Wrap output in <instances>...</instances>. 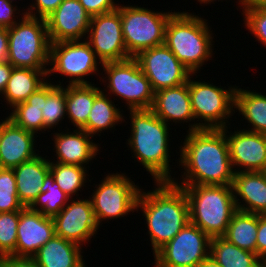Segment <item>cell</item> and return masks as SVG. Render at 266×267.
Wrapping results in <instances>:
<instances>
[{
  "label": "cell",
  "mask_w": 266,
  "mask_h": 267,
  "mask_svg": "<svg viewBox=\"0 0 266 267\" xmlns=\"http://www.w3.org/2000/svg\"><path fill=\"white\" fill-rule=\"evenodd\" d=\"M178 148L181 179L174 178L176 185H233L234 170L229 146L223 129L201 128L185 134ZM177 180V181H176ZM179 181V182H178Z\"/></svg>",
  "instance_id": "6da1fadb"
},
{
  "label": "cell",
  "mask_w": 266,
  "mask_h": 267,
  "mask_svg": "<svg viewBox=\"0 0 266 267\" xmlns=\"http://www.w3.org/2000/svg\"><path fill=\"white\" fill-rule=\"evenodd\" d=\"M152 190L141 189L136 212L148 228L153 255L190 222L189 203L182 187L172 181L153 182Z\"/></svg>",
  "instance_id": "7a4b0ae2"
},
{
  "label": "cell",
  "mask_w": 266,
  "mask_h": 267,
  "mask_svg": "<svg viewBox=\"0 0 266 267\" xmlns=\"http://www.w3.org/2000/svg\"><path fill=\"white\" fill-rule=\"evenodd\" d=\"M128 112L131 132L126 144L127 148H130L128 150L133 153L132 157L136 158L135 163H140L154 182L172 181L175 177L171 176V169L175 168L169 163L172 162L170 159L172 152L169 149L171 127L151 109L128 110Z\"/></svg>",
  "instance_id": "3957f363"
},
{
  "label": "cell",
  "mask_w": 266,
  "mask_h": 267,
  "mask_svg": "<svg viewBox=\"0 0 266 267\" xmlns=\"http://www.w3.org/2000/svg\"><path fill=\"white\" fill-rule=\"evenodd\" d=\"M207 21L185 9L174 11L166 26L164 44L192 74L214 58V34Z\"/></svg>",
  "instance_id": "277c9868"
},
{
  "label": "cell",
  "mask_w": 266,
  "mask_h": 267,
  "mask_svg": "<svg viewBox=\"0 0 266 267\" xmlns=\"http://www.w3.org/2000/svg\"><path fill=\"white\" fill-rule=\"evenodd\" d=\"M189 203L190 223L210 238L224 236L237 211L232 185H178Z\"/></svg>",
  "instance_id": "5b68a950"
},
{
  "label": "cell",
  "mask_w": 266,
  "mask_h": 267,
  "mask_svg": "<svg viewBox=\"0 0 266 267\" xmlns=\"http://www.w3.org/2000/svg\"><path fill=\"white\" fill-rule=\"evenodd\" d=\"M7 31V61L14 68L48 69L50 67L51 42L45 19L24 15Z\"/></svg>",
  "instance_id": "8992f818"
},
{
  "label": "cell",
  "mask_w": 266,
  "mask_h": 267,
  "mask_svg": "<svg viewBox=\"0 0 266 267\" xmlns=\"http://www.w3.org/2000/svg\"><path fill=\"white\" fill-rule=\"evenodd\" d=\"M101 68L99 81L106 86L102 90L105 94L121 98L127 110L151 109L155 92L135 58L105 62Z\"/></svg>",
  "instance_id": "52a82bcc"
},
{
  "label": "cell",
  "mask_w": 266,
  "mask_h": 267,
  "mask_svg": "<svg viewBox=\"0 0 266 267\" xmlns=\"http://www.w3.org/2000/svg\"><path fill=\"white\" fill-rule=\"evenodd\" d=\"M189 77V95L195 118V130L201 128L223 129L231 125L228 121L235 112L237 86H216L215 84ZM194 78V80H193ZM234 112V113H233ZM200 121V122H199Z\"/></svg>",
  "instance_id": "ba28073f"
},
{
  "label": "cell",
  "mask_w": 266,
  "mask_h": 267,
  "mask_svg": "<svg viewBox=\"0 0 266 267\" xmlns=\"http://www.w3.org/2000/svg\"><path fill=\"white\" fill-rule=\"evenodd\" d=\"M118 10L124 43L130 57L134 58L143 50L164 44L166 26L174 13L172 10L153 11L135 4H120Z\"/></svg>",
  "instance_id": "9c48e42d"
},
{
  "label": "cell",
  "mask_w": 266,
  "mask_h": 267,
  "mask_svg": "<svg viewBox=\"0 0 266 267\" xmlns=\"http://www.w3.org/2000/svg\"><path fill=\"white\" fill-rule=\"evenodd\" d=\"M105 176L98 184L93 183L94 190L88 197L99 226H102V221L118 220L134 213L141 191L139 184L135 185L125 172H110Z\"/></svg>",
  "instance_id": "30bf717a"
},
{
  "label": "cell",
  "mask_w": 266,
  "mask_h": 267,
  "mask_svg": "<svg viewBox=\"0 0 266 267\" xmlns=\"http://www.w3.org/2000/svg\"><path fill=\"white\" fill-rule=\"evenodd\" d=\"M99 65L102 62L86 40L60 41L50 45L48 77L58 73L67 77L65 80L69 78L68 85L91 84L87 78L102 74Z\"/></svg>",
  "instance_id": "8fae6325"
},
{
  "label": "cell",
  "mask_w": 266,
  "mask_h": 267,
  "mask_svg": "<svg viewBox=\"0 0 266 267\" xmlns=\"http://www.w3.org/2000/svg\"><path fill=\"white\" fill-rule=\"evenodd\" d=\"M211 238L198 226L188 223L154 256L155 267H197L210 256Z\"/></svg>",
  "instance_id": "7c38bea8"
},
{
  "label": "cell",
  "mask_w": 266,
  "mask_h": 267,
  "mask_svg": "<svg viewBox=\"0 0 266 267\" xmlns=\"http://www.w3.org/2000/svg\"><path fill=\"white\" fill-rule=\"evenodd\" d=\"M134 58L154 92L187 83L192 74L165 44L143 50Z\"/></svg>",
  "instance_id": "4fadbf2b"
},
{
  "label": "cell",
  "mask_w": 266,
  "mask_h": 267,
  "mask_svg": "<svg viewBox=\"0 0 266 267\" xmlns=\"http://www.w3.org/2000/svg\"><path fill=\"white\" fill-rule=\"evenodd\" d=\"M85 40L102 63L131 58L124 43L118 9L92 16Z\"/></svg>",
  "instance_id": "5bb4252c"
},
{
  "label": "cell",
  "mask_w": 266,
  "mask_h": 267,
  "mask_svg": "<svg viewBox=\"0 0 266 267\" xmlns=\"http://www.w3.org/2000/svg\"><path fill=\"white\" fill-rule=\"evenodd\" d=\"M53 221L56 236L81 247L96 236L100 227L96 221L90 198L73 197L59 214L53 217Z\"/></svg>",
  "instance_id": "9a60e30c"
},
{
  "label": "cell",
  "mask_w": 266,
  "mask_h": 267,
  "mask_svg": "<svg viewBox=\"0 0 266 267\" xmlns=\"http://www.w3.org/2000/svg\"><path fill=\"white\" fill-rule=\"evenodd\" d=\"M230 127L225 128V135L234 172L266 171V135Z\"/></svg>",
  "instance_id": "2e32d148"
},
{
  "label": "cell",
  "mask_w": 266,
  "mask_h": 267,
  "mask_svg": "<svg viewBox=\"0 0 266 267\" xmlns=\"http://www.w3.org/2000/svg\"><path fill=\"white\" fill-rule=\"evenodd\" d=\"M51 43L85 40L91 16L79 0H63L57 9L45 19Z\"/></svg>",
  "instance_id": "e0dca14e"
},
{
  "label": "cell",
  "mask_w": 266,
  "mask_h": 267,
  "mask_svg": "<svg viewBox=\"0 0 266 267\" xmlns=\"http://www.w3.org/2000/svg\"><path fill=\"white\" fill-rule=\"evenodd\" d=\"M63 130L51 133L53 134L51 139L54 142L52 152L56 153L54 155L57 160L50 159V162L86 167L89 162L94 163L93 159L97 160L96 155L102 151H100V144L93 142V136L83 129H73L72 132L65 127Z\"/></svg>",
  "instance_id": "ac0fdd59"
},
{
  "label": "cell",
  "mask_w": 266,
  "mask_h": 267,
  "mask_svg": "<svg viewBox=\"0 0 266 267\" xmlns=\"http://www.w3.org/2000/svg\"><path fill=\"white\" fill-rule=\"evenodd\" d=\"M55 235L53 218L24 207L19 211L16 250L11 256L33 257Z\"/></svg>",
  "instance_id": "d6986e66"
},
{
  "label": "cell",
  "mask_w": 266,
  "mask_h": 267,
  "mask_svg": "<svg viewBox=\"0 0 266 267\" xmlns=\"http://www.w3.org/2000/svg\"><path fill=\"white\" fill-rule=\"evenodd\" d=\"M0 121V168L13 169L40 154L36 149L40 135L18 127L7 117Z\"/></svg>",
  "instance_id": "ffe728a7"
},
{
  "label": "cell",
  "mask_w": 266,
  "mask_h": 267,
  "mask_svg": "<svg viewBox=\"0 0 266 267\" xmlns=\"http://www.w3.org/2000/svg\"><path fill=\"white\" fill-rule=\"evenodd\" d=\"M151 110L169 126L173 123L176 125L189 123L187 127L189 129L186 132L195 130V118L189 95V79L187 83L177 87L155 92ZM169 122L172 124L170 125Z\"/></svg>",
  "instance_id": "44dd1931"
},
{
  "label": "cell",
  "mask_w": 266,
  "mask_h": 267,
  "mask_svg": "<svg viewBox=\"0 0 266 267\" xmlns=\"http://www.w3.org/2000/svg\"><path fill=\"white\" fill-rule=\"evenodd\" d=\"M232 187L237 210L266 214V171L235 173Z\"/></svg>",
  "instance_id": "7402d4cb"
},
{
  "label": "cell",
  "mask_w": 266,
  "mask_h": 267,
  "mask_svg": "<svg viewBox=\"0 0 266 267\" xmlns=\"http://www.w3.org/2000/svg\"><path fill=\"white\" fill-rule=\"evenodd\" d=\"M37 155L13 168L18 199L23 207H30L37 196L46 176L50 173V158Z\"/></svg>",
  "instance_id": "603a6c76"
},
{
  "label": "cell",
  "mask_w": 266,
  "mask_h": 267,
  "mask_svg": "<svg viewBox=\"0 0 266 267\" xmlns=\"http://www.w3.org/2000/svg\"><path fill=\"white\" fill-rule=\"evenodd\" d=\"M48 81V69L13 68L3 94L10 111L15 105L26 99ZM4 96V97H3Z\"/></svg>",
  "instance_id": "cb8c5ba5"
},
{
  "label": "cell",
  "mask_w": 266,
  "mask_h": 267,
  "mask_svg": "<svg viewBox=\"0 0 266 267\" xmlns=\"http://www.w3.org/2000/svg\"><path fill=\"white\" fill-rule=\"evenodd\" d=\"M82 249L80 245L55 235L33 258L39 267H79L85 262Z\"/></svg>",
  "instance_id": "d4e9b609"
},
{
  "label": "cell",
  "mask_w": 266,
  "mask_h": 267,
  "mask_svg": "<svg viewBox=\"0 0 266 267\" xmlns=\"http://www.w3.org/2000/svg\"><path fill=\"white\" fill-rule=\"evenodd\" d=\"M238 87L235 92V111L244 117L242 121L245 119V123H249L245 130L266 135V95L254 89L251 91Z\"/></svg>",
  "instance_id": "484cf974"
},
{
  "label": "cell",
  "mask_w": 266,
  "mask_h": 267,
  "mask_svg": "<svg viewBox=\"0 0 266 267\" xmlns=\"http://www.w3.org/2000/svg\"><path fill=\"white\" fill-rule=\"evenodd\" d=\"M117 105H115L114 100L110 99L109 95L101 91L95 97L87 123L81 129L96 137V135L101 136L103 131L106 132L105 130L115 129V126L122 124V122L126 123L125 114H123L125 112L121 107L117 108Z\"/></svg>",
  "instance_id": "4316f807"
},
{
  "label": "cell",
  "mask_w": 266,
  "mask_h": 267,
  "mask_svg": "<svg viewBox=\"0 0 266 267\" xmlns=\"http://www.w3.org/2000/svg\"><path fill=\"white\" fill-rule=\"evenodd\" d=\"M94 84L66 85V115L74 129H81L88 120L95 97L102 91Z\"/></svg>",
  "instance_id": "83f0119b"
},
{
  "label": "cell",
  "mask_w": 266,
  "mask_h": 267,
  "mask_svg": "<svg viewBox=\"0 0 266 267\" xmlns=\"http://www.w3.org/2000/svg\"><path fill=\"white\" fill-rule=\"evenodd\" d=\"M43 86L32 93L25 102L19 103L11 108L7 118L15 125L34 134L46 133L42 116ZM43 130V131H42ZM39 132V133H38Z\"/></svg>",
  "instance_id": "f1b7e54d"
},
{
  "label": "cell",
  "mask_w": 266,
  "mask_h": 267,
  "mask_svg": "<svg viewBox=\"0 0 266 267\" xmlns=\"http://www.w3.org/2000/svg\"><path fill=\"white\" fill-rule=\"evenodd\" d=\"M210 256L222 267H261V258L233 243L223 236L211 238Z\"/></svg>",
  "instance_id": "f546056e"
},
{
  "label": "cell",
  "mask_w": 266,
  "mask_h": 267,
  "mask_svg": "<svg viewBox=\"0 0 266 267\" xmlns=\"http://www.w3.org/2000/svg\"><path fill=\"white\" fill-rule=\"evenodd\" d=\"M257 230L258 214L237 210L223 237L243 250L256 253Z\"/></svg>",
  "instance_id": "4dcf8cb0"
},
{
  "label": "cell",
  "mask_w": 266,
  "mask_h": 267,
  "mask_svg": "<svg viewBox=\"0 0 266 267\" xmlns=\"http://www.w3.org/2000/svg\"><path fill=\"white\" fill-rule=\"evenodd\" d=\"M54 78L48 77V81L43 85V107L42 116L47 132H52L56 126L62 125L66 115V86L59 81L56 84ZM50 80V81H49ZM51 129V130H50ZM50 130V131H49Z\"/></svg>",
  "instance_id": "1f68e13d"
},
{
  "label": "cell",
  "mask_w": 266,
  "mask_h": 267,
  "mask_svg": "<svg viewBox=\"0 0 266 267\" xmlns=\"http://www.w3.org/2000/svg\"><path fill=\"white\" fill-rule=\"evenodd\" d=\"M87 167L50 162V173L65 194L71 199L73 196L80 198L78 197L79 191L83 190V187H87L85 183H91V180H89L90 174H87L90 166Z\"/></svg>",
  "instance_id": "d6a6232c"
},
{
  "label": "cell",
  "mask_w": 266,
  "mask_h": 267,
  "mask_svg": "<svg viewBox=\"0 0 266 267\" xmlns=\"http://www.w3.org/2000/svg\"><path fill=\"white\" fill-rule=\"evenodd\" d=\"M40 192L29 208L51 218L59 214L71 199L59 188L51 173L46 176Z\"/></svg>",
  "instance_id": "836d02e7"
},
{
  "label": "cell",
  "mask_w": 266,
  "mask_h": 267,
  "mask_svg": "<svg viewBox=\"0 0 266 267\" xmlns=\"http://www.w3.org/2000/svg\"><path fill=\"white\" fill-rule=\"evenodd\" d=\"M19 211L0 213V259L16 250Z\"/></svg>",
  "instance_id": "e575fe53"
},
{
  "label": "cell",
  "mask_w": 266,
  "mask_h": 267,
  "mask_svg": "<svg viewBox=\"0 0 266 267\" xmlns=\"http://www.w3.org/2000/svg\"><path fill=\"white\" fill-rule=\"evenodd\" d=\"M20 203L13 169L0 168V213L20 211Z\"/></svg>",
  "instance_id": "d590c367"
},
{
  "label": "cell",
  "mask_w": 266,
  "mask_h": 267,
  "mask_svg": "<svg viewBox=\"0 0 266 267\" xmlns=\"http://www.w3.org/2000/svg\"><path fill=\"white\" fill-rule=\"evenodd\" d=\"M244 27L266 48V7L241 9Z\"/></svg>",
  "instance_id": "8d00e7d4"
},
{
  "label": "cell",
  "mask_w": 266,
  "mask_h": 267,
  "mask_svg": "<svg viewBox=\"0 0 266 267\" xmlns=\"http://www.w3.org/2000/svg\"><path fill=\"white\" fill-rule=\"evenodd\" d=\"M28 8L23 10L25 15L46 19L48 18L62 3L63 0H31Z\"/></svg>",
  "instance_id": "74e56055"
},
{
  "label": "cell",
  "mask_w": 266,
  "mask_h": 267,
  "mask_svg": "<svg viewBox=\"0 0 266 267\" xmlns=\"http://www.w3.org/2000/svg\"><path fill=\"white\" fill-rule=\"evenodd\" d=\"M18 9V6L14 3L7 0H0V27L11 28L25 15V12L23 10L21 11V8ZM18 16L21 17L18 19Z\"/></svg>",
  "instance_id": "f35d334b"
},
{
  "label": "cell",
  "mask_w": 266,
  "mask_h": 267,
  "mask_svg": "<svg viewBox=\"0 0 266 267\" xmlns=\"http://www.w3.org/2000/svg\"><path fill=\"white\" fill-rule=\"evenodd\" d=\"M79 2L91 17L116 10L120 5L115 0H79Z\"/></svg>",
  "instance_id": "ab89813d"
},
{
  "label": "cell",
  "mask_w": 266,
  "mask_h": 267,
  "mask_svg": "<svg viewBox=\"0 0 266 267\" xmlns=\"http://www.w3.org/2000/svg\"><path fill=\"white\" fill-rule=\"evenodd\" d=\"M256 253L261 259L266 257V214H258Z\"/></svg>",
  "instance_id": "60d3db41"
},
{
  "label": "cell",
  "mask_w": 266,
  "mask_h": 267,
  "mask_svg": "<svg viewBox=\"0 0 266 267\" xmlns=\"http://www.w3.org/2000/svg\"><path fill=\"white\" fill-rule=\"evenodd\" d=\"M4 267H39L33 257L7 256L0 259Z\"/></svg>",
  "instance_id": "b9f144b4"
},
{
  "label": "cell",
  "mask_w": 266,
  "mask_h": 267,
  "mask_svg": "<svg viewBox=\"0 0 266 267\" xmlns=\"http://www.w3.org/2000/svg\"><path fill=\"white\" fill-rule=\"evenodd\" d=\"M13 68L8 61H0V96L6 88Z\"/></svg>",
  "instance_id": "7bdbcfd3"
},
{
  "label": "cell",
  "mask_w": 266,
  "mask_h": 267,
  "mask_svg": "<svg viewBox=\"0 0 266 267\" xmlns=\"http://www.w3.org/2000/svg\"><path fill=\"white\" fill-rule=\"evenodd\" d=\"M8 59V31L0 27V61Z\"/></svg>",
  "instance_id": "ee69618b"
},
{
  "label": "cell",
  "mask_w": 266,
  "mask_h": 267,
  "mask_svg": "<svg viewBox=\"0 0 266 267\" xmlns=\"http://www.w3.org/2000/svg\"><path fill=\"white\" fill-rule=\"evenodd\" d=\"M238 7H240L241 9L266 7V0H241V3Z\"/></svg>",
  "instance_id": "f6af8a7d"
},
{
  "label": "cell",
  "mask_w": 266,
  "mask_h": 267,
  "mask_svg": "<svg viewBox=\"0 0 266 267\" xmlns=\"http://www.w3.org/2000/svg\"><path fill=\"white\" fill-rule=\"evenodd\" d=\"M197 267H222L211 256L202 261Z\"/></svg>",
  "instance_id": "bcb514c9"
},
{
  "label": "cell",
  "mask_w": 266,
  "mask_h": 267,
  "mask_svg": "<svg viewBox=\"0 0 266 267\" xmlns=\"http://www.w3.org/2000/svg\"><path fill=\"white\" fill-rule=\"evenodd\" d=\"M215 1L217 2V0H197V2L200 3V5L203 4L204 6L205 5L207 6L208 4L211 5V3L213 4ZM219 1L220 0H218V2ZM221 2H223V0ZM236 3L239 5L241 3V0H237Z\"/></svg>",
  "instance_id": "7dc6e473"
},
{
  "label": "cell",
  "mask_w": 266,
  "mask_h": 267,
  "mask_svg": "<svg viewBox=\"0 0 266 267\" xmlns=\"http://www.w3.org/2000/svg\"><path fill=\"white\" fill-rule=\"evenodd\" d=\"M261 267H266V257L261 259Z\"/></svg>",
  "instance_id": "c3c4849f"
},
{
  "label": "cell",
  "mask_w": 266,
  "mask_h": 267,
  "mask_svg": "<svg viewBox=\"0 0 266 267\" xmlns=\"http://www.w3.org/2000/svg\"><path fill=\"white\" fill-rule=\"evenodd\" d=\"M86 262H84L82 265H80L79 267H88L86 264Z\"/></svg>",
  "instance_id": "681fc988"
},
{
  "label": "cell",
  "mask_w": 266,
  "mask_h": 267,
  "mask_svg": "<svg viewBox=\"0 0 266 267\" xmlns=\"http://www.w3.org/2000/svg\"><path fill=\"white\" fill-rule=\"evenodd\" d=\"M7 1H9V2H11V3H14V1H15V3L17 2L16 0H7ZM23 1V0H22Z\"/></svg>",
  "instance_id": "f907efd6"
},
{
  "label": "cell",
  "mask_w": 266,
  "mask_h": 267,
  "mask_svg": "<svg viewBox=\"0 0 266 267\" xmlns=\"http://www.w3.org/2000/svg\"><path fill=\"white\" fill-rule=\"evenodd\" d=\"M0 267H4V264L2 263L1 260H0Z\"/></svg>",
  "instance_id": "816d5d0a"
}]
</instances>
